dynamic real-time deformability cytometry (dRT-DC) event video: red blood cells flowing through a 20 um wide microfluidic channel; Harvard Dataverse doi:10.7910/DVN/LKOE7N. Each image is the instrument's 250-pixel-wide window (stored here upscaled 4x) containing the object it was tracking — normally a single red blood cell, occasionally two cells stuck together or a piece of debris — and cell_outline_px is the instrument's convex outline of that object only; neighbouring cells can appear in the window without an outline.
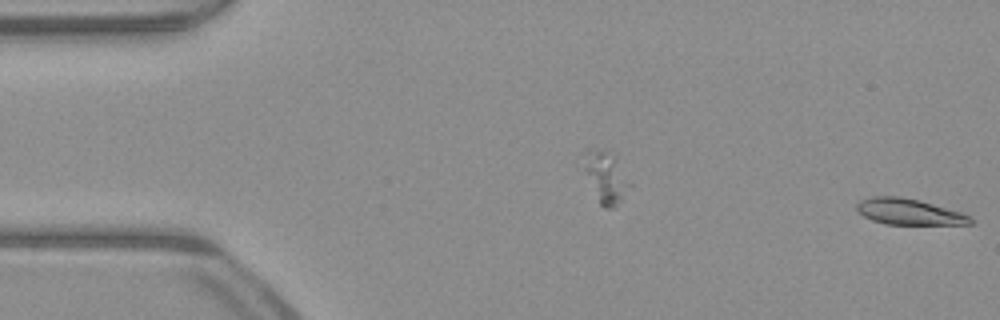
{"species": "common noctule bat (a hibernating species)", "species_latin": "Nyctalus noctula", "temperature_condition": "warm", "stored_images_in_passage": 13, "segment_of_instrument_passage": [2, 2], "camera_frame_rate_fps": 3000, "um_per_image_px": 0.085, "animal": {"sex": "male", "body_mass_g": 23.1, "forearm_length_mm": 52.7}, "frame": {"image": 1, "passage_image": 13, "time_ms": 4.0, "image_size_px": [1000, 320], "cell_outline_px": [[972, 224], [884, 224], [872, 220], [864, 216], [856, 208], [856, 204], [860, 200], [872, 196], [900, 196], [920, 200], [964, 212], [972, 220]], "centroid_in_image_um": [77.26, 17.99], "position_along_channel_um": 7.7, "area_um2": 17.28}}